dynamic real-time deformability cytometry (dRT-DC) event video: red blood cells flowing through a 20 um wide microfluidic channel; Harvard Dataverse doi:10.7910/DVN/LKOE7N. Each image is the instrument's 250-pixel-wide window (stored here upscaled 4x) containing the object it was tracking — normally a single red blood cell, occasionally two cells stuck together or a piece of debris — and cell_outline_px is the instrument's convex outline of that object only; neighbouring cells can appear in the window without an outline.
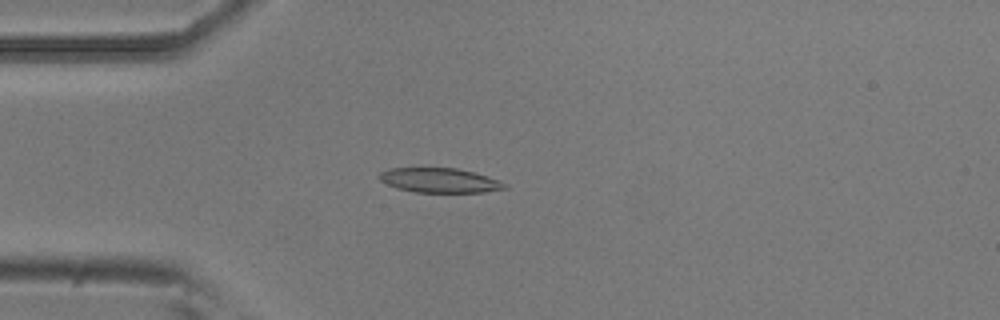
{"species": "common noctule bat (a hibernating species)", "species_latin": "Nyctalus noctula", "temperature_condition": "room temperature", "stored_images_in_passage": 53, "camera_frame_rate_fps": 3000, "um_per_image_px": 0.085, "animal": {"sex": "male", "body_mass_g": 20.5, "forearm_length_mm": 52.5}, "frame": {"image": 1, "passage_image": 14, "time_ms": 4.333, "image_size_px": [1000, 320], "cell_outline_px": [[508, 188], [484, 192], [416, 192], [396, 188], [380, 180], [376, 176], [380, 172], [388, 168], [456, 168], [472, 172], [508, 184]], "centroid_in_image_um": [37.31, 15.33], "position_along_channel_um": 47.7, "area_um2": 17.8}}
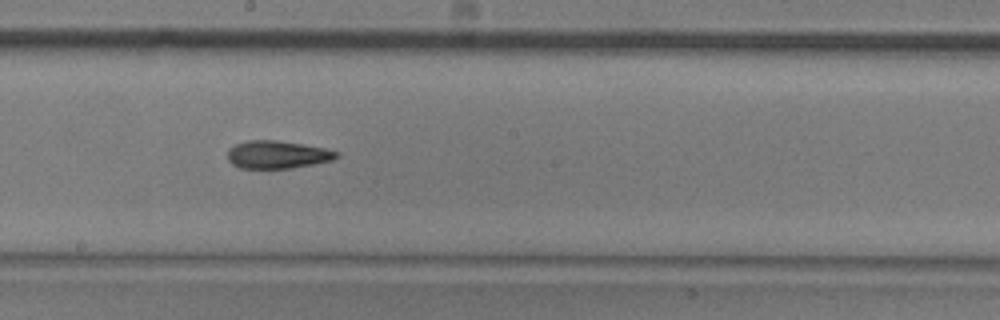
{"frame": {"image": 2, "passage_image": 29, "time_ms": 9.333, "image_size_px": [1000, 320], "cell_outline_px": [[340, 156], [332, 160], [292, 168], [240, 168], [232, 164], [228, 160], [228, 148], [236, 144], [248, 140], [276, 140], [304, 144], [324, 148], [340, 152]], "centroid_in_image_um": [23.58, 13.13], "position_along_channel_um": 224.6, "area_um2": 17.69}}
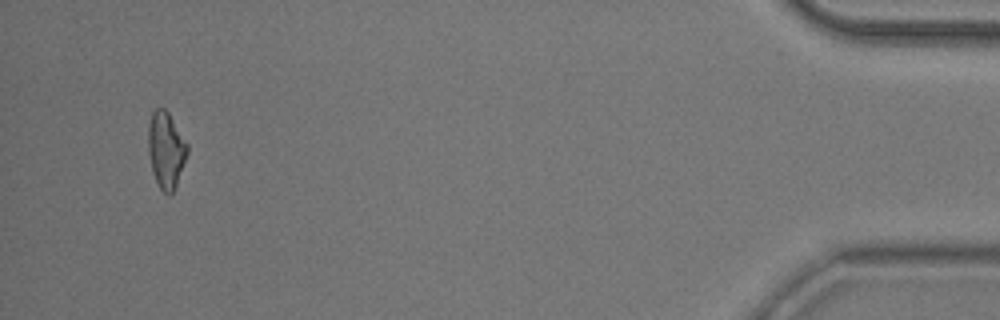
{"frame": {"image": 3, "passage_image": 51, "time_ms": 16.667, "image_size_px": [1000, 320], "cell_outline_px": [[188, 152], [176, 184], [172, 192], [168, 196], [156, 184], [152, 172], [148, 152], [148, 124], [152, 112], [156, 108], [164, 108], [168, 112], [188, 144]], "centroid_in_image_um": [14.09, 12.74], "position_along_channel_um": 421.1, "area_um2": 17.4}, "authors_computed_cell_mechanics": {"area_um2": 17.8602, "velocity_mm_per_s": 3.761, "shape_relaxation_time_tau1_ms": 7.2502, "shape_relaxation_time_tau2_ms": 11.3034, "deformation_change_tau1": 0.1838, "deformation_change_tau2": 0.1804}}